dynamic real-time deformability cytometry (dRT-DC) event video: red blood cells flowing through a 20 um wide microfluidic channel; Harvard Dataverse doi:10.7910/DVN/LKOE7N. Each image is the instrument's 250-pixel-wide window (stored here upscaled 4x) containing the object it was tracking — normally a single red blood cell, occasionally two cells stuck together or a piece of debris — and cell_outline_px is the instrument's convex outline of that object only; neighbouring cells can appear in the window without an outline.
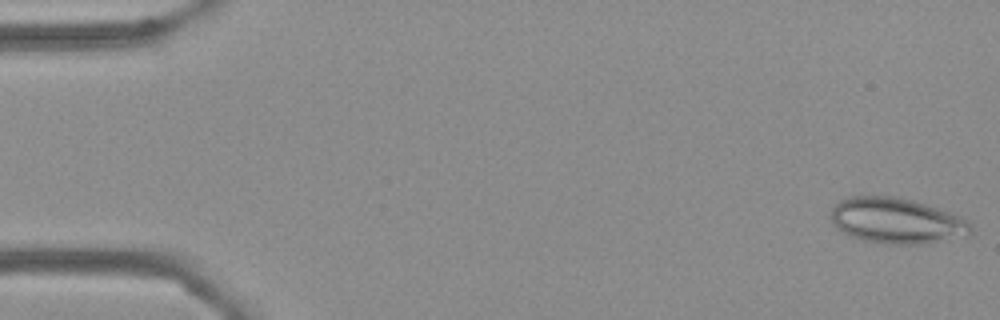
{"species": "Egyptian fruit bat (a non-hibernating species)", "species_latin": "Rousettus aegyptiacus", "temperature_condition": "cold", "stored_images_in_passage": 55, "camera_frame_rate_fps": 3000, "um_per_image_px": 0.085, "frame": {"image": 1, "passage_image": 1, "time_ms": 0.0, "image_size_px": [1000, 320], "cell_outline_px": [[972, 228], [968, 236], [920, 244], [888, 244], [864, 240], [840, 232], [836, 228], [832, 220], [832, 208], [840, 200], [852, 196], [900, 196], [964, 216], [968, 220]], "centroid_in_image_um": [76.24, 18.75], "position_along_channel_um": 8.8, "area_um2": 37.4}}
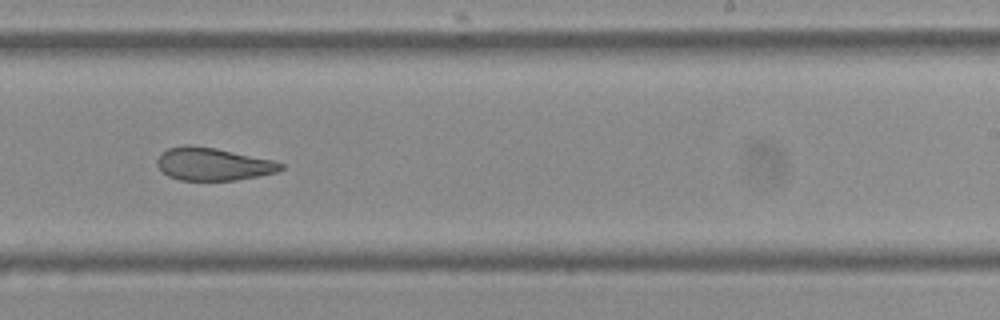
{"frame": {"image": 2, "passage_image": 34, "time_ms": 11.0, "image_size_px": [1000, 320], "cell_outline_px": [[284, 168], [276, 172], [236, 180], [180, 180], [168, 176], [156, 164], [156, 160], [160, 152], [168, 148], [184, 144], [192, 144], [216, 148], [272, 160], [284, 164]], "centroid_in_image_um": [18.06, 13.93], "position_along_channel_um": 270.9, "area_um2": 23.64}}
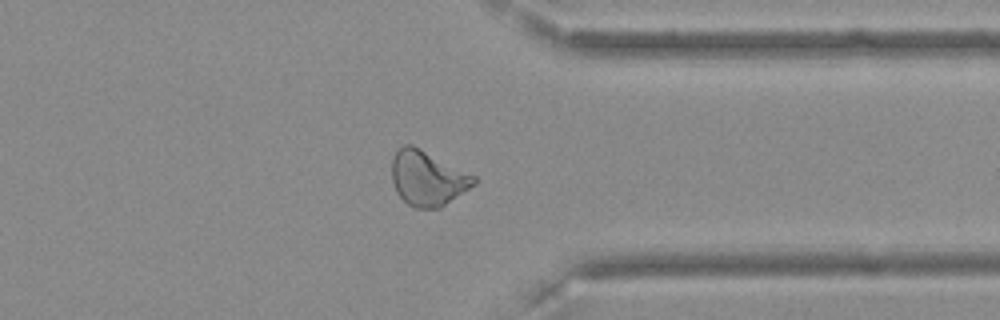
{"frame": {"image": 3, "passage_image": 43, "time_ms": 14.0, "image_size_px": [1000, 320], "cell_outline_px": [[476, 184], [440, 208], [412, 208], [396, 192], [392, 180], [392, 156], [404, 144], [412, 144], [476, 176]], "centroid_in_image_um": [36.34, 15.15], "position_along_channel_um": 375.1, "area_um2": 26.24}, "authors_computed_cell_mechanics": {"area_um2": 26.9348, "velocity_mm_per_s": 3.6216, "shape_relaxation_time_tau1_ms": null, "shape_relaxation_time_tau2_ms": 2.9809, "deformation_change_tau1": null, "deformation_change_tau2": 0.0977}}